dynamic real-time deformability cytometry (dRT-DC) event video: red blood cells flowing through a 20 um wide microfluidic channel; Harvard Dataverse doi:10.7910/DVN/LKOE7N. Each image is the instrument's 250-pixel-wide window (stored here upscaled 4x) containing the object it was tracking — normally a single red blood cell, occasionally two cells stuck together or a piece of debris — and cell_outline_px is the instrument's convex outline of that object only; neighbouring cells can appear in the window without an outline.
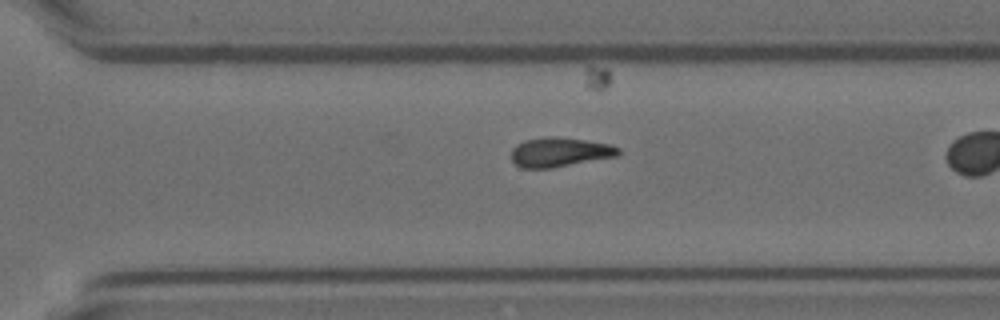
{"species": "Egyptian fruit bat (a non-hibernating species)", "species_latin": "Rousettus aegyptiacus", "temperature_condition": "room temperature", "stored_images_in_passage": 32, "camera_frame_rate_fps": 3000, "um_per_image_px": 0.085, "animal": {"sex": "female"}, "frame": {"image": 1, "passage_image": 28, "time_ms": 9.0, "image_size_px": [1000, 320], "cell_outline_px": [[620, 152], [616, 156], [552, 168], [520, 168], [512, 160], [512, 148], [516, 144], [524, 140], [548, 136], [552, 136], [584, 140], [608, 144], [620, 148]], "centroid_in_image_um": [47.53, 12.93], "position_along_channel_um": 323.1, "area_um2": 18.21}}